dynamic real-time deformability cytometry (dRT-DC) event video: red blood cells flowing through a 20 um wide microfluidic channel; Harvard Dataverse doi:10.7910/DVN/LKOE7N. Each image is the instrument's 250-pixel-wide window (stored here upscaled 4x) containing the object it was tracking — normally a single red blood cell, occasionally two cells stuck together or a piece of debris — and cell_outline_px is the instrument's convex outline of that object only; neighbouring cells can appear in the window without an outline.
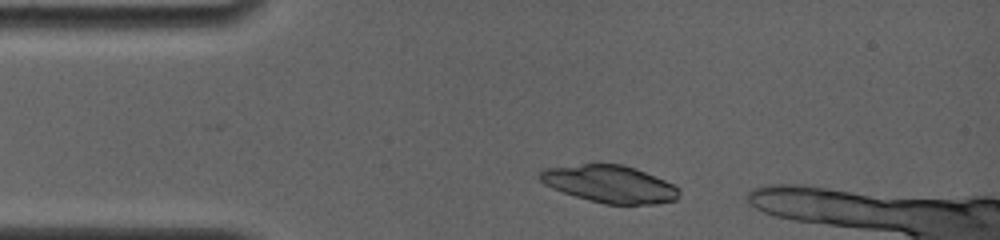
{"species": "common noctule bat (a hibernating species)", "species_latin": "Nyctalus noctula", "temperature_condition": "room temperature", "stored_images_in_passage": 2, "camera_frame_rate_fps": 4000, "um_per_image_px": 0.085, "animal": {"sex": "female", "body_mass_g": 19.0, "forearm_length_mm": 56.7}, "frame": {"image": 1, "passage_image": 1, "time_ms": 0.0, "image_size_px": [1000, 240], "cell_outline_px": [[680, 192], [676, 200], [656, 204], [604, 204], [588, 200], [552, 188], [544, 184], [536, 176], [544, 168], [584, 164], [620, 164], [636, 168], [664, 180], [680, 188]], "centroid_in_image_um": [51.82, 15.64], "position_along_channel_um": 33.2, "area_um2": 30.23}}